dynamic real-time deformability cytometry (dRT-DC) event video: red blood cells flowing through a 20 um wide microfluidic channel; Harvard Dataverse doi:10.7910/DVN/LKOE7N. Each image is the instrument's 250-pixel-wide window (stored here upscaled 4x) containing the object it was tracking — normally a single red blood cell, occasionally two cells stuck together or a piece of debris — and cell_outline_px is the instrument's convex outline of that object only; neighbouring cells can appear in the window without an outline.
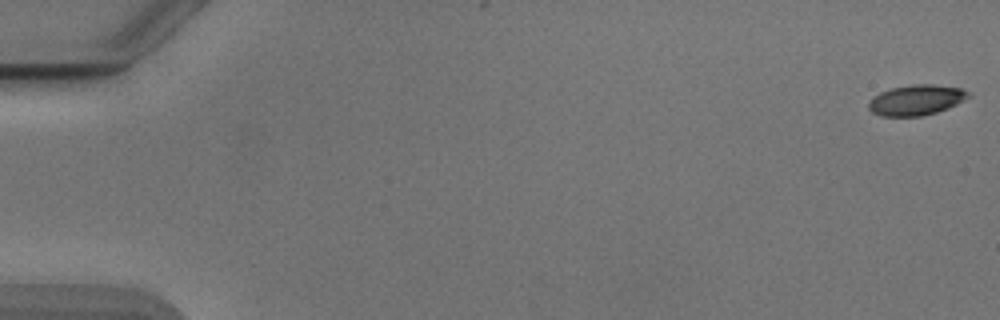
{"species": "Egyptian fruit bat (a non-hibernating species)", "species_latin": "Rousettus aegyptiacus", "temperature_condition": "cold", "stored_images_in_passage": 54, "camera_frame_rate_fps": 3000, "um_per_image_px": 0.085, "animal": {"sex": "male"}, "frame": {"image": 1, "passage_image": 1, "time_ms": 0.0, "image_size_px": [1000, 320], "cell_outline_px": [[972, 96], [948, 108], [936, 112], [920, 116], [880, 116], [872, 112], [868, 108], [868, 104], [880, 92], [892, 88], [912, 84], [932, 84], [960, 88], [972, 92]], "centroid_in_image_um": [77.92, 8.5], "position_along_channel_um": 7.1, "area_um2": 17.63}}
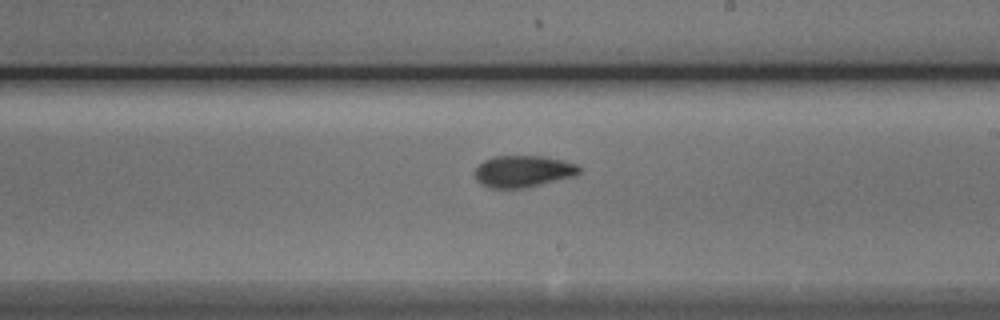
{"frame": {"image": 2, "passage_image": 32, "time_ms": 10.333, "image_size_px": [1000, 320], "cell_outline_px": [[580, 172], [572, 176], [524, 188], [492, 188], [480, 184], [476, 180], [476, 168], [484, 160], [496, 156], [544, 156], [564, 160], [576, 164], [580, 168]], "centroid_in_image_um": [44.45, 14.55], "position_along_channel_um": 244.6, "area_um2": 19.07}}
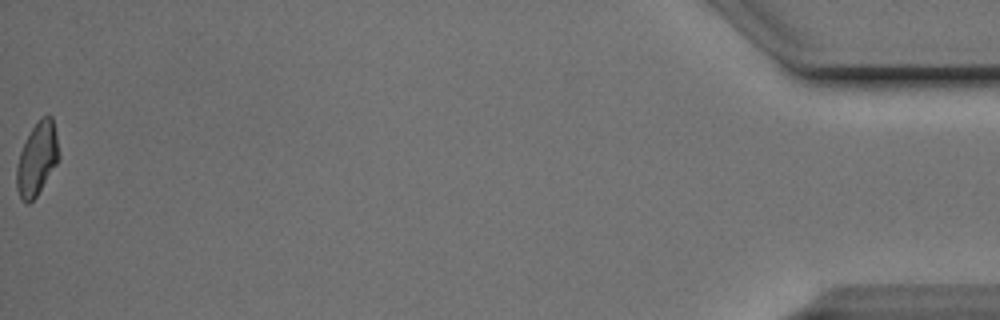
{"frame": {"image": 3, "passage_image": 54, "time_ms": 17.667, "image_size_px": [1000, 320], "cell_outline_px": [[60, 156], [56, 164], [36, 196], [28, 204], [24, 204], [20, 200], [16, 188], [16, 164], [20, 152], [32, 128], [44, 116], [52, 116]], "centroid_in_image_um": [3.12, 13.56], "position_along_channel_um": 432.1, "area_um2": 17.69}, "authors_computed_cell_mechanics": {"area_um2": 18.4382, "velocity_mm_per_s": 3.8844, "shape_relaxation_time_tau1_ms": 6.8764, "shape_relaxation_time_tau2_ms": 2.6446, "deformation_change_tau1": 0.1885, "deformation_change_tau2": 0.0787}}